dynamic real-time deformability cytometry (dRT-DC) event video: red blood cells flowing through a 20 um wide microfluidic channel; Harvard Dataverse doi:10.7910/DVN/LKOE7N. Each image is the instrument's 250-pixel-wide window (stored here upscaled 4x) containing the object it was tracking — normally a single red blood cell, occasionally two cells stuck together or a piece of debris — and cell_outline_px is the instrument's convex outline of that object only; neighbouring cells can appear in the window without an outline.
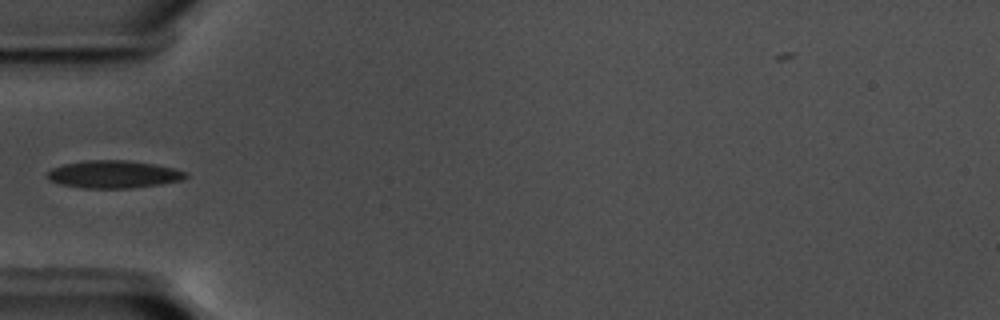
{"species": "common noctule bat (a hibernating species)", "species_latin": "Nyctalus noctula", "temperature_condition": "warm", "stored_images_in_passage": 40, "camera_frame_rate_fps": 3000, "um_per_image_px": 0.085, "animal": {"sex": "male", "body_mass_g": 17.5, "forearm_length_mm": 52.3}, "frame": {"image": 1, "passage_image": 1, "time_ms": 0.0, "image_size_px": [1000, 320], "cell_outline_px": [[188, 176], [180, 180], [160, 184], [132, 188], [84, 188], [60, 184], [48, 180], [44, 176], [52, 168], [64, 164], [88, 160], [128, 160], [152, 164], [172, 168], [188, 172]], "centroid_in_image_um": [9.62, 14.82], "position_along_channel_um": 75.4, "area_um2": 22.2}}
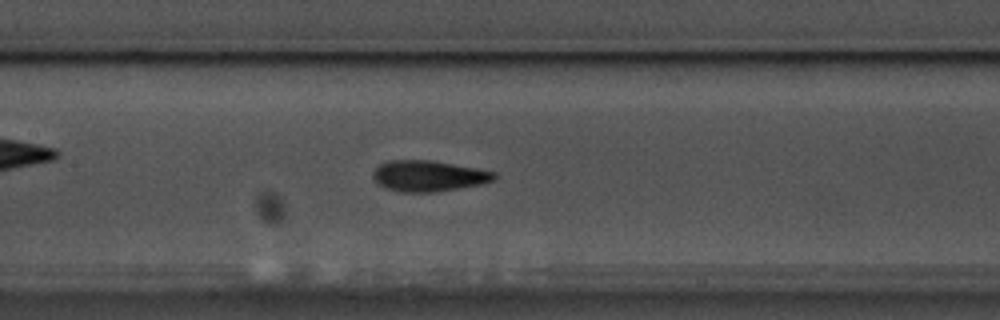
{"frame": {"image": 2, "passage_image": 9, "time_ms": 2.667, "image_size_px": [1000, 320], "cell_outline_px": [[496, 180], [480, 184], [432, 192], [400, 192], [384, 188], [372, 176], [372, 172], [380, 164], [388, 160], [432, 160], [476, 168], [496, 172]], "centroid_in_image_um": [36.41, 14.95], "position_along_channel_um": 171.0, "area_um2": 21.73}}
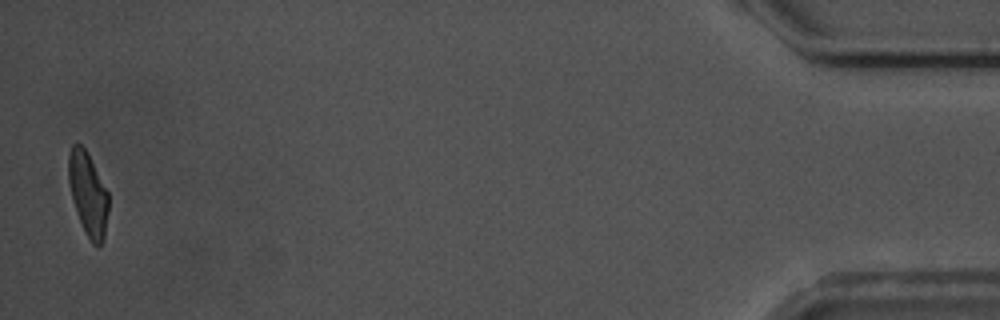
{"frame": {"image": 3, "passage_image": 38, "time_ms": 12.333, "image_size_px": [1000, 320], "cell_outline_px": [[108, 212], [104, 240], [96, 248], [92, 244], [84, 232], [72, 196], [68, 180], [68, 156], [72, 144], [80, 144], [84, 148], [108, 192]], "centroid_in_image_um": [7.49, 16.53], "position_along_channel_um": 427.7, "area_um2": 19.13}}